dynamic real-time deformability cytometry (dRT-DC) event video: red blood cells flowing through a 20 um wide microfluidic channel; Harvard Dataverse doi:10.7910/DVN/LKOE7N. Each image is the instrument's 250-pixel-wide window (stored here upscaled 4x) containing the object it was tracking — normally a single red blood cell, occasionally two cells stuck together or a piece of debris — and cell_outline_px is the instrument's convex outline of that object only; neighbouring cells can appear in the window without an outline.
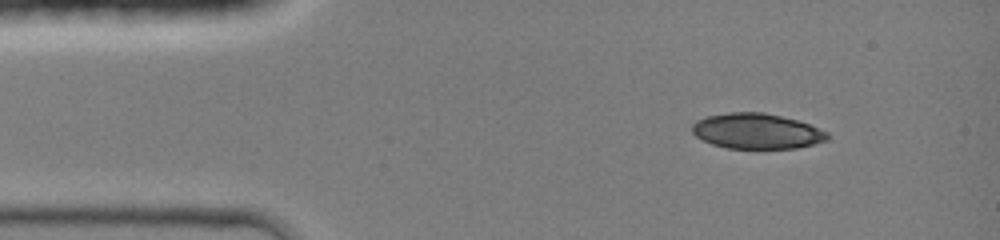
{"species": "common noctule bat (a hibernating species)", "species_latin": "Nyctalus noctula", "temperature_condition": "room temperature", "stored_images_in_passage": 42, "camera_frame_rate_fps": 3000, "um_per_image_px": 0.085, "animal": {"sex": "female", "body_mass_g": 19.0, "forearm_length_mm": 51.5}, "frame": {"image": 1, "passage_image": 4, "time_ms": 1.0, "image_size_px": [1000, 240], "cell_outline_px": [[828, 140], [796, 148], [728, 148], [712, 144], [696, 136], [692, 132], [692, 124], [696, 120], [708, 116], [728, 112], [764, 112], [796, 120], [808, 124], [828, 132]], "centroid_in_image_um": [64.3, 11.14], "position_along_channel_um": 20.7, "area_um2": 27.69}}